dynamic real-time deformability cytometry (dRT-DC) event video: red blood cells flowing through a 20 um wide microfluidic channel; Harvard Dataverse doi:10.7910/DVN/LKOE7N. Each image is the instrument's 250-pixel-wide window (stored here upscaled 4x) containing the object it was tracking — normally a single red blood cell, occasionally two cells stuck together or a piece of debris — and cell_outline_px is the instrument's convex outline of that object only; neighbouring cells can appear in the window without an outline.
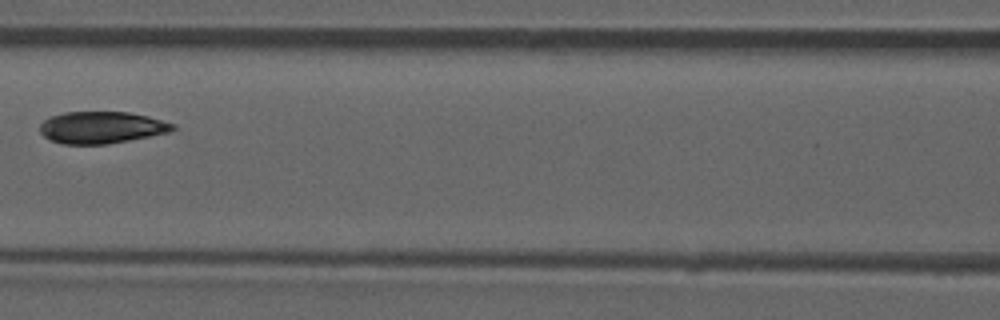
{"species": "common noctule bat (a hibernating species)", "species_latin": "Nyctalus noctula", "temperature_condition": "room temperature", "stored_images_in_passage": 4, "camera_frame_rate_fps": 3000, "um_per_image_px": 0.085, "animal": {"sex": "male", "forearm_length_mm": 52.5}, "frame": {"image": 1, "passage_image": 4, "time_ms": 3.333, "image_size_px": [1000, 320], "cell_outline_px": [[176, 128], [168, 132], [108, 144], [64, 144], [52, 140], [44, 136], [40, 132], [40, 124], [44, 120], [52, 116], [64, 112], [128, 112], [148, 116], [176, 124]], "centroid_in_image_um": [8.63, 10.83], "position_along_channel_um": 158.0, "area_um2": 24.51}}